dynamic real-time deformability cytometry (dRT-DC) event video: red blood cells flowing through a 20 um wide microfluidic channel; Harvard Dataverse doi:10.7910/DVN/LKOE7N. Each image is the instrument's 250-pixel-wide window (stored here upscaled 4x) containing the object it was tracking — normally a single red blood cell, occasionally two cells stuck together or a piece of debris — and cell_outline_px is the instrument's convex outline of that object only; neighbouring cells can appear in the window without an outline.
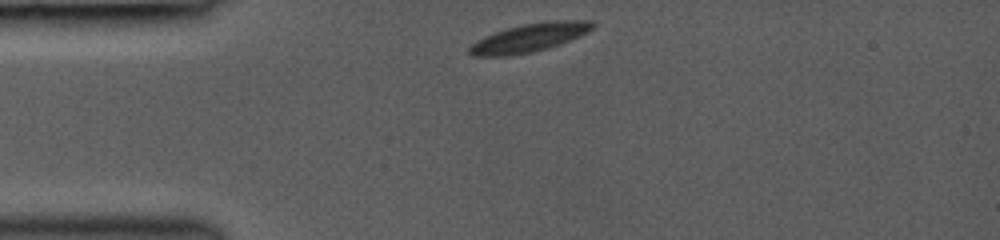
{"species": "common noctule bat (a hibernating species)", "species_latin": "Nyctalus noctula", "temperature_condition": "room temperature", "stored_images_in_passage": 31, "camera_frame_rate_fps": 3000, "um_per_image_px": 0.085, "animal": {"sex": "female", "body_mass_g": 19.0, "forearm_length_mm": 53.3}, "frame": {"image": 1, "passage_image": 1, "time_ms": 0.0, "image_size_px": [1000, 240], "cell_outline_px": [[596, 24], [588, 32], [580, 36], [560, 44], [548, 48], [532, 52], [508, 56], [472, 56], [468, 52], [468, 48], [476, 40], [492, 32], [524, 24], [552, 20], [592, 20]], "centroid_in_image_um": [45.0, 3.2], "position_along_channel_um": 40.0, "area_um2": 20.58}}
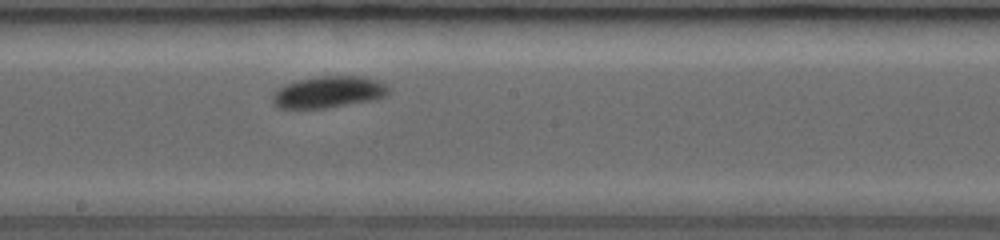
{"frame": {"image": 2, "passage_image": 16, "time_ms": 5.0, "image_size_px": [1000, 240], "cell_outline_px": [[388, 96], [376, 100], [324, 108], [280, 108], [272, 104], [272, 96], [284, 84], [296, 80], [320, 76], [360, 76], [380, 80], [388, 88]], "centroid_in_image_um": [27.95, 7.82], "position_along_channel_um": 220.3, "area_um2": 21.5}}
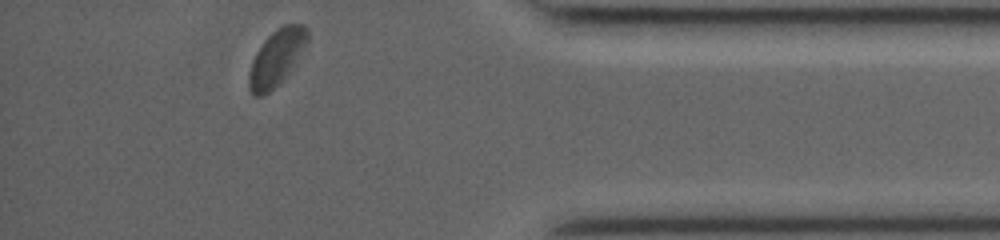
{"frame": {"image": 3, "passage_image": 31, "time_ms": 10.0, "image_size_px": [1000, 240], "cell_outline_px": [[308, 40], [288, 72], [264, 96], [256, 96], [248, 88], [248, 72], [252, 60], [256, 52], [264, 40], [276, 28], [284, 24], [304, 24], [308, 28]], "centroid_in_image_um": [23.47, 4.86], "position_along_channel_um": 411.7, "area_um2": 18.67}, "authors_computed_cell_mechanics": {"area_um2": 20.9236, "velocity_mm_per_s": 4.1618, "shape_relaxation_time_tau1_ms": 3.3437, "shape_relaxation_time_tau2_ms": 1.211, "deformation_change_tau1": 0.1065, "deformation_change_tau2": 0.0309}}